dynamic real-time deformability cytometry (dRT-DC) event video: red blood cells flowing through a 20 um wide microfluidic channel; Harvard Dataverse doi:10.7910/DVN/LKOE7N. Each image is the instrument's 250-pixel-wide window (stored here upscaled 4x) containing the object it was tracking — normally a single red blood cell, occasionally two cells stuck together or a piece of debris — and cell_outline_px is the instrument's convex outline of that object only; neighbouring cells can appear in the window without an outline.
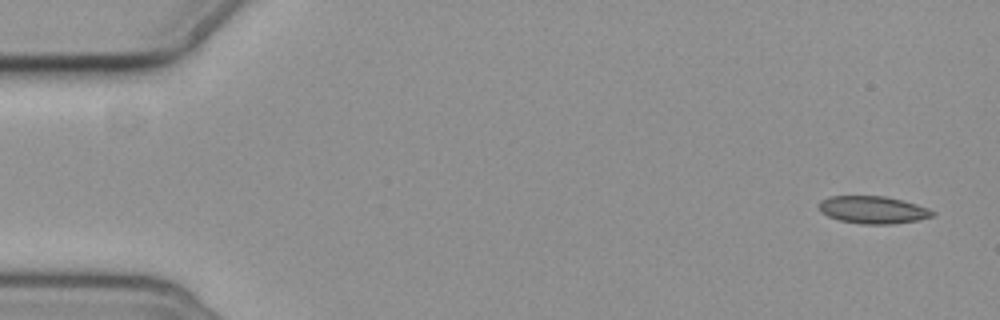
{"species": "common noctule bat (a hibernating species)", "species_latin": "Nyctalus noctula", "temperature_condition": "cold", "stored_images_in_passage": 5, "camera_frame_rate_fps": 3000, "um_per_image_px": 0.085, "animal": {"sex": "female", "body_mass_g": 19.3, "forearm_length_mm": 54.1}, "frame": {"image": 1, "passage_image": 1, "time_ms": 0.0, "image_size_px": [1000, 320], "cell_outline_px": [[936, 216], [920, 220], [892, 224], [860, 224], [840, 220], [828, 216], [820, 212], [820, 200], [828, 196], [884, 196], [916, 204], [928, 208], [936, 212]], "centroid_in_image_um": [74.23, 17.84], "position_along_channel_um": 10.8, "area_um2": 18.26}}
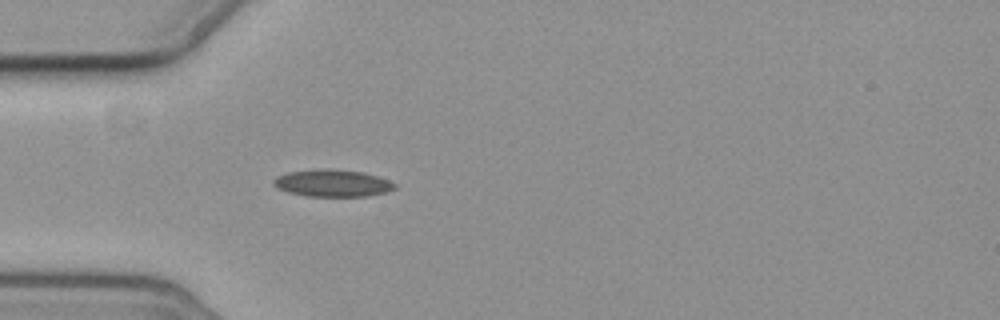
{"frame": {"image": 2, "passage_image": 5, "time_ms": 5.0, "image_size_px": [1000, 320], "cell_outline_px": [[396, 188], [388, 192], [368, 196], [304, 196], [288, 192], [276, 188], [272, 184], [272, 180], [276, 176], [288, 172], [364, 172], [388, 180], [396, 184]], "centroid_in_image_um": [28.27, 15.63], "position_along_channel_um": 56.7, "area_um2": 18.21}}